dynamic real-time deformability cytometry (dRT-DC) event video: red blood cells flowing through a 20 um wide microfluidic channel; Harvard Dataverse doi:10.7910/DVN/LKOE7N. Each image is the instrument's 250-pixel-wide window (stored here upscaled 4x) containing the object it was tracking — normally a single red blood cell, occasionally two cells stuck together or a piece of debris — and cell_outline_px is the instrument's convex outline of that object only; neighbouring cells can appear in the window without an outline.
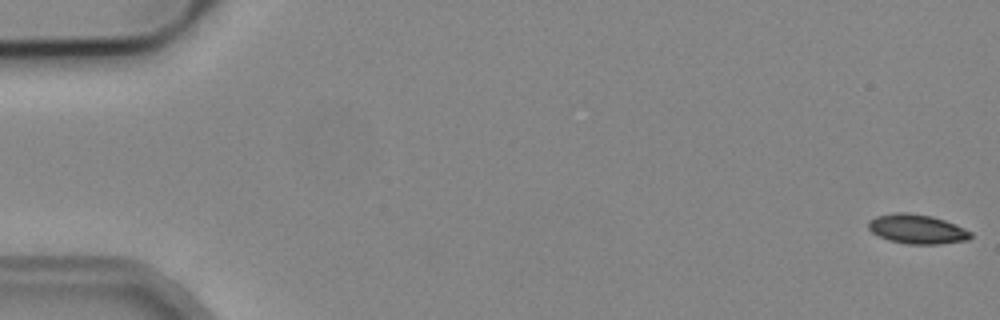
{"species": "common noctule bat (a hibernating species)", "species_latin": "Nyctalus noctula", "temperature_condition": "cold", "stored_images_in_passage": 11, "camera_frame_rate_fps": 3000, "um_per_image_px": 0.085, "animal": {"sex": "male", "body_mass_g": 19.2, "forearm_length_mm": 51.8}, "frame": {"image": 1, "passage_image": 1, "time_ms": 0.0, "image_size_px": [1000, 320], "cell_outline_px": [[972, 236], [968, 240], [940, 244], [908, 244], [888, 240], [872, 232], [868, 228], [868, 220], [876, 216], [896, 212], [908, 212], [932, 216], [956, 224], [972, 232]], "centroid_in_image_um": [77.95, 19.47], "position_along_channel_um": 7.0, "area_um2": 17.63}}